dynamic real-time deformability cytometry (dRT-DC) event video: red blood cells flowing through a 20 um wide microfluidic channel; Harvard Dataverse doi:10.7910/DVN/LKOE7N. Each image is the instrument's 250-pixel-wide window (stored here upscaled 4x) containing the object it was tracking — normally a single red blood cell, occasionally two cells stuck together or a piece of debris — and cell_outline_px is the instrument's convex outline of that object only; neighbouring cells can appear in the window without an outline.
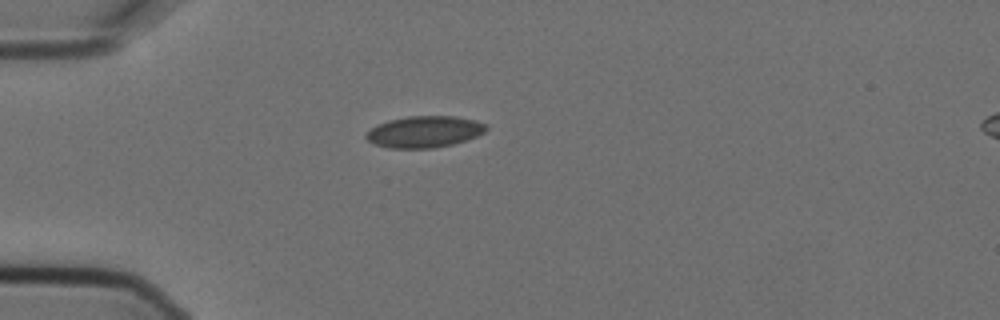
{"species": "Egyptian fruit bat (a non-hibernating species)", "species_latin": "Rousettus aegyptiacus", "temperature_condition": "cold", "stored_images_in_passage": 1, "camera_frame_rate_fps": 3000, "um_per_image_px": 0.085, "animal": {"sex": "female"}, "frame": {"image": 1, "passage_image": 1, "time_ms": 0.0, "image_size_px": [1000, 320], "cell_outline_px": [[488, 128], [484, 132], [476, 136], [452, 144], [432, 148], [388, 148], [376, 144], [368, 140], [364, 136], [372, 128], [388, 120], [408, 116], [452, 116], [476, 120], [488, 124]], "centroid_in_image_um": [36.1, 11.19], "position_along_channel_um": 48.9, "area_um2": 21.85}}